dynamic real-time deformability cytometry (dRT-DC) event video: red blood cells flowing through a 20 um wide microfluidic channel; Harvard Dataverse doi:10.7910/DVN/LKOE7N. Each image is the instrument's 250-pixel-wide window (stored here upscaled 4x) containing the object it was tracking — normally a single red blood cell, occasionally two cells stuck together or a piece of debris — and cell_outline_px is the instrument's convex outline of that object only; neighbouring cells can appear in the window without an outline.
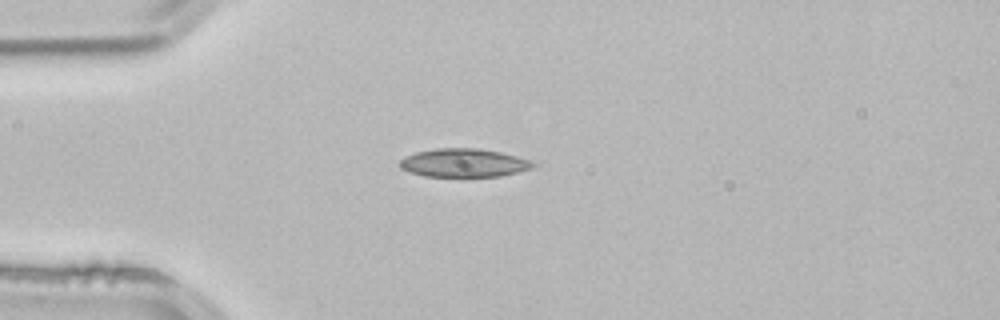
{"species": "common noctule bat (a hibernating species)", "species_latin": "Nyctalus noctula", "temperature_condition": "room temperature", "stored_images_in_passage": 1, "camera_frame_rate_fps": 3000, "um_per_image_px": 0.085, "animal": {"sex": "male", "body_mass_g": 21.5, "forearm_length_mm": 52.0}, "frame": {"image": 1, "passage_image": 1, "time_ms": 0.0, "image_size_px": [1000, 320], "cell_outline_px": [[536, 164], [532, 168], [500, 176], [424, 176], [408, 172], [400, 168], [400, 160], [404, 156], [416, 152], [436, 148], [480, 148], [500, 152], [532, 160]], "centroid_in_image_um": [39.4, 13.83], "position_along_channel_um": 45.6, "area_um2": 22.08}}